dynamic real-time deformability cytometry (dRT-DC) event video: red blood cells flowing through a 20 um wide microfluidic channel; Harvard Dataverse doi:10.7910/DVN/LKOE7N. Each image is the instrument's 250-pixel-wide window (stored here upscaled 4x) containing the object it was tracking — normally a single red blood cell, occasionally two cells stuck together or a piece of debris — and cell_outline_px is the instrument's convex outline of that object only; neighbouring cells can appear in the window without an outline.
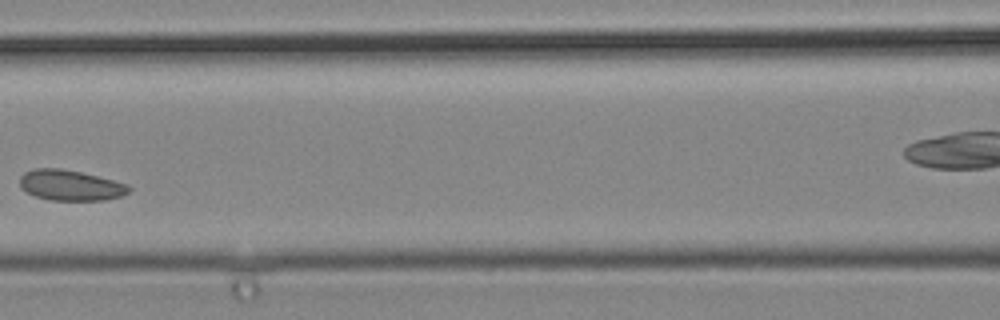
{"species": "common noctule bat (a hibernating species)", "species_latin": "Nyctalus noctula", "temperature_condition": "cold", "stored_images_in_passage": 5, "segment_of_instrument_passage": [1, 2], "camera_frame_rate_fps": 3000, "um_per_image_px": 0.085, "animal": {"sex": "male", "body_mass_g": 19.2, "forearm_length_mm": 51.8}, "frame": {"image": 1, "passage_image": 4, "time_ms": 1.0, "image_size_px": [1000, 320], "cell_outline_px": [[132, 188], [128, 192], [120, 196], [104, 200], [48, 200], [36, 196], [28, 192], [20, 184], [20, 176], [24, 172], [36, 168], [60, 168], [80, 172], [128, 184]], "centroid_in_image_um": [5.99, 15.75], "position_along_channel_um": 160.6, "area_um2": 19.19}}